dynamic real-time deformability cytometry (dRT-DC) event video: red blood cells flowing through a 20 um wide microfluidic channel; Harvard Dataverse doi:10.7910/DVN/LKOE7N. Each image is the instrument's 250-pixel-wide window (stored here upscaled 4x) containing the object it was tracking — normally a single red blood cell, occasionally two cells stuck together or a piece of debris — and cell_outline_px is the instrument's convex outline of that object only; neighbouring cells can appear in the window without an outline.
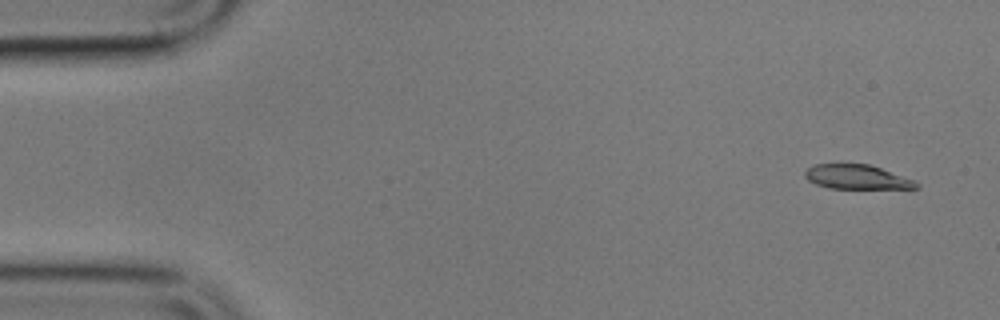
{"species": "common noctule bat (a hibernating species)", "species_latin": "Nyctalus noctula", "temperature_condition": "cold", "stored_images_in_passage": 5, "camera_frame_rate_fps": 3000, "um_per_image_px": 0.085, "animal": {"sex": "male", "body_mass_g": 17.9}, "frame": {"image": 1, "passage_image": 1, "time_ms": 0.0, "image_size_px": [1000, 320], "cell_outline_px": [[920, 188], [828, 188], [816, 184], [808, 180], [804, 176], [804, 172], [812, 164], [868, 164], [916, 180], [920, 184]], "centroid_in_image_um": [72.83, 15.04], "position_along_channel_um": 12.2, "area_um2": 15.78}}
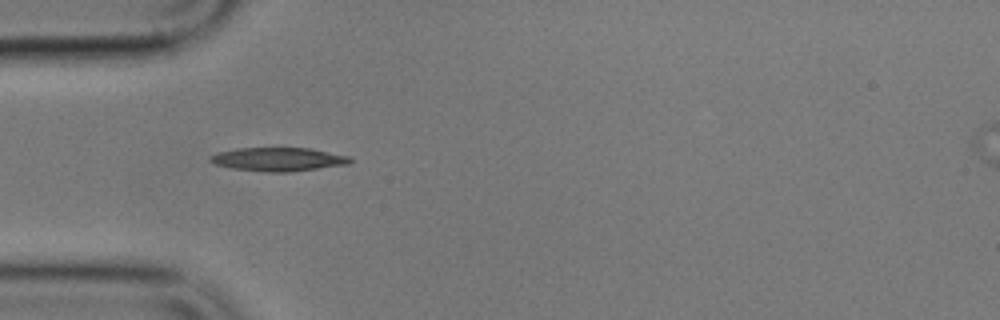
{"frame": {"image": 2, "passage_image": 4, "time_ms": 4.667, "image_size_px": [1000, 320], "cell_outline_px": [[352, 160], [348, 164], [292, 172], [268, 172], [232, 168], [216, 164], [208, 160], [208, 156], [216, 152], [236, 148], [308, 148], [352, 156]], "centroid_in_image_um": [23.65, 13.54], "position_along_channel_um": 61.4, "area_um2": 19.36}}
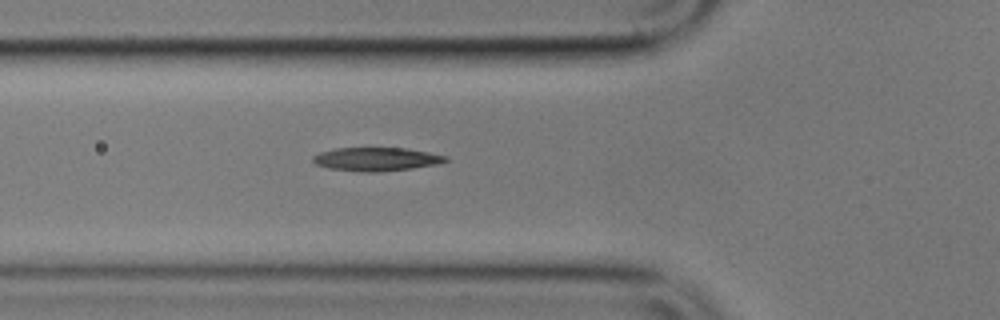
{"frame": {"image": 3, "passage_image": 5, "time_ms": 5.667, "image_size_px": [1000, 320], "cell_outline_px": [[448, 160], [440, 164], [412, 168], [380, 172], [364, 172], [328, 168], [316, 164], [312, 160], [312, 156], [320, 152], [336, 148], [404, 148], [428, 152], [448, 156]], "centroid_in_image_um": [32.0, 13.53], "position_along_channel_um": 93.8, "area_um2": 18.21}}